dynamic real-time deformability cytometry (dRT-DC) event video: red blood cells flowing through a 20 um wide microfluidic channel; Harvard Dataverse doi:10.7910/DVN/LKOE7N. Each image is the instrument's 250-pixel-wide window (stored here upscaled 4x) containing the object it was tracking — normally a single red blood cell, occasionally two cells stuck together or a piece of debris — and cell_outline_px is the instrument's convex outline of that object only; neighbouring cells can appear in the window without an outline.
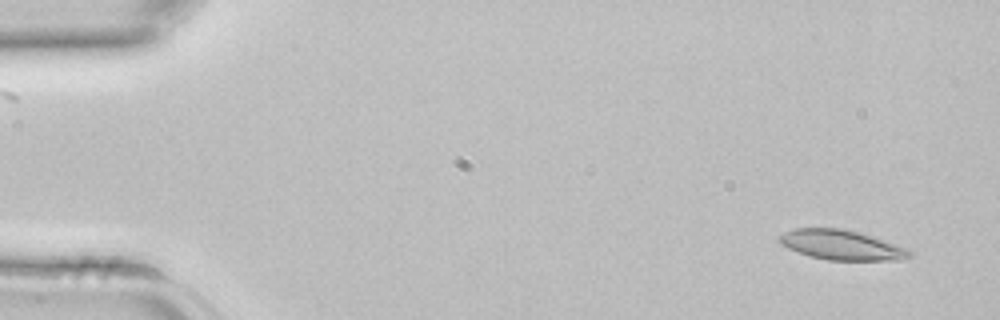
{"species": "common noctule bat (a hibernating species)", "species_latin": "Nyctalus noctula", "temperature_condition": "room temperature", "stored_images_in_passage": 42, "camera_frame_rate_fps": 3000, "um_per_image_px": 0.085, "animal": {"sex": "female", "body_mass_g": 22.7, "forearm_length_mm": 54.2}, "frame": {"image": 1, "passage_image": 2, "time_ms": 0.333, "image_size_px": [1000, 320], "cell_outline_px": [[916, 256], [900, 260], [828, 260], [812, 256], [788, 248], [780, 244], [776, 240], [784, 232], [792, 228], [844, 228], [860, 232], [908, 248]], "centroid_in_image_um": [71.57, 20.81], "position_along_channel_um": 13.4, "area_um2": 22.83}}
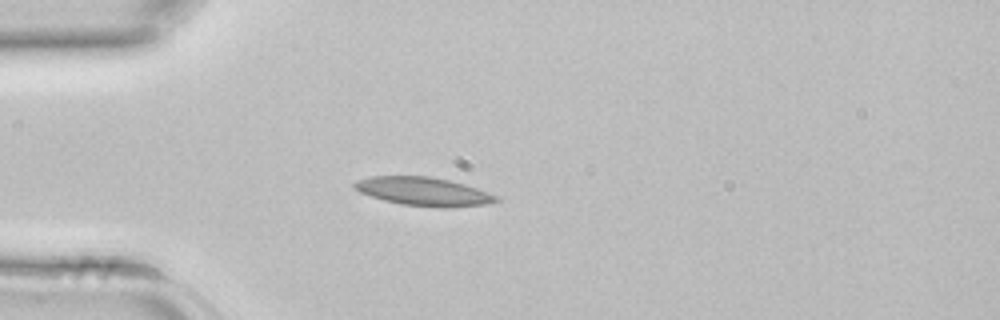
{"frame": {"image": 2, "passage_image": 11, "time_ms": 3.333, "image_size_px": [1000, 320], "cell_outline_px": [[500, 200], [488, 204], [448, 208], [440, 208], [400, 204], [384, 200], [360, 192], [352, 188], [352, 184], [356, 180], [372, 176], [428, 176], [448, 180], [464, 184], [476, 188], [496, 196]], "centroid_in_image_um": [35.97, 16.28], "position_along_channel_um": 49.0, "area_um2": 23.52}}
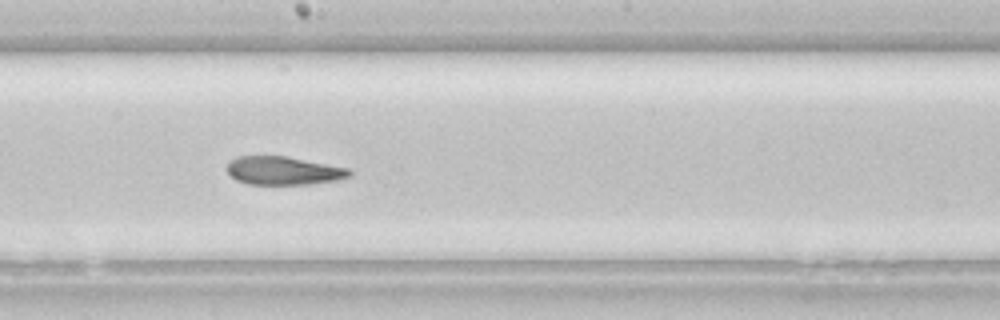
{"frame": {"image": 3, "passage_image": 23, "time_ms": 7.333, "image_size_px": [1000, 320], "cell_outline_px": [[352, 176], [336, 180], [308, 184], [248, 184], [236, 180], [224, 168], [236, 156], [288, 156], [348, 168], [352, 172]], "centroid_in_image_um": [24.09, 14.5], "position_along_channel_um": 224.1, "area_um2": 20.23}}